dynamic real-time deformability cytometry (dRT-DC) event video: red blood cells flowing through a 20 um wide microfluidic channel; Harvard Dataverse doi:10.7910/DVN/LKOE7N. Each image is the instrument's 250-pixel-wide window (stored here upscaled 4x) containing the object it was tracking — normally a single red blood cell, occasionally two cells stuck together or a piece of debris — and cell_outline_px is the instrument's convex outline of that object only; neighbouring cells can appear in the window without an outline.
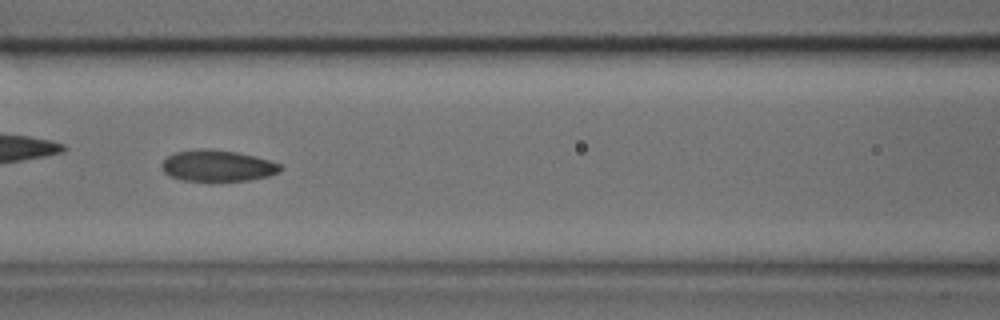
{"species": "common noctule bat (a hibernating species)", "species_latin": "Nyctalus noctula", "temperature_condition": "cold", "stored_images_in_passage": 41, "camera_frame_rate_fps": 3000, "um_per_image_px": 0.085, "animal": {"sex": "male", "body_mass_g": 17.9, "forearm_length_mm": 54.2}, "frame": {"image": 1, "passage_image": 18, "time_ms": 5.667, "image_size_px": [1000, 320], "cell_outline_px": [[284, 168], [280, 172], [268, 176], [248, 180], [180, 180], [168, 176], [160, 168], [160, 164], [168, 156], [176, 152], [200, 148], [236, 152], [256, 156], [280, 164]], "centroid_in_image_um": [18.47, 14.09], "position_along_channel_um": 148.1, "area_um2": 21.56}}